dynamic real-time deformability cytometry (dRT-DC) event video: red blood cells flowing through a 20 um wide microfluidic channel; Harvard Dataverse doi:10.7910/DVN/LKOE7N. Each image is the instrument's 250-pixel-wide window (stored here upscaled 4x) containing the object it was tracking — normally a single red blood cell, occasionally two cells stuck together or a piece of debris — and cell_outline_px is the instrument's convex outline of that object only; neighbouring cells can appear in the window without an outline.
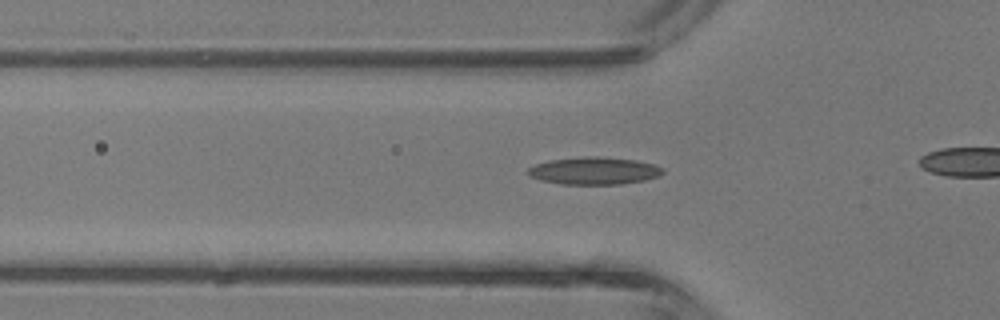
{"species": "common noctule bat (a hibernating species)", "species_latin": "Nyctalus noctula", "temperature_condition": "room temperature", "stored_images_in_passage": 35, "camera_frame_rate_fps": 3000, "um_per_image_px": 0.085, "animal": {"sex": "male", "body_mass_g": 13.3}, "frame": {"image": 1, "passage_image": 15, "time_ms": 4.667, "image_size_px": [1000, 320], "cell_outline_px": [[664, 172], [660, 176], [644, 180], [620, 184], [560, 184], [540, 180], [528, 176], [524, 172], [528, 168], [536, 164], [548, 160], [588, 156], [596, 156], [636, 160], [656, 164], [664, 168]], "centroid_in_image_um": [50.49, 14.51], "position_along_channel_um": 75.3, "area_um2": 21.79}}
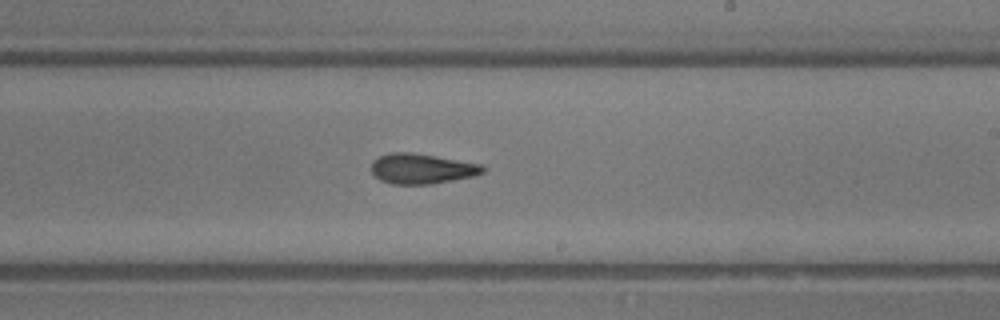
{"frame": {"image": 2, "passage_image": 26, "time_ms": 8.333, "image_size_px": [1000, 320], "cell_outline_px": [[484, 172], [472, 176], [432, 184], [392, 184], [380, 180], [372, 172], [372, 160], [388, 152], [412, 152], [436, 156], [480, 164], [484, 168]], "centroid_in_image_um": [35.81, 14.33], "position_along_channel_um": 253.2, "area_um2": 19.48}}
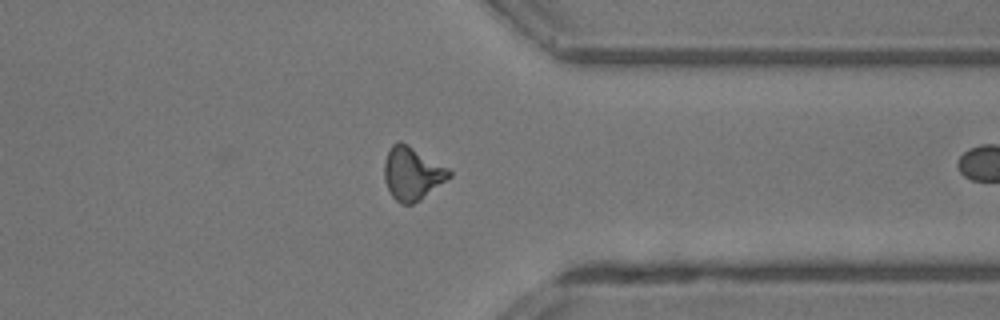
{"frame": {"image": 3, "passage_image": 34, "time_ms": 11.0, "image_size_px": [1000, 320], "cell_outline_px": [[452, 176], [420, 200], [412, 204], [400, 204], [392, 196], [384, 180], [384, 160], [392, 144], [400, 140], [408, 144], [448, 168], [452, 172]], "centroid_in_image_um": [35.03, 14.74], "position_along_channel_um": 376.4, "area_um2": 20.06}}